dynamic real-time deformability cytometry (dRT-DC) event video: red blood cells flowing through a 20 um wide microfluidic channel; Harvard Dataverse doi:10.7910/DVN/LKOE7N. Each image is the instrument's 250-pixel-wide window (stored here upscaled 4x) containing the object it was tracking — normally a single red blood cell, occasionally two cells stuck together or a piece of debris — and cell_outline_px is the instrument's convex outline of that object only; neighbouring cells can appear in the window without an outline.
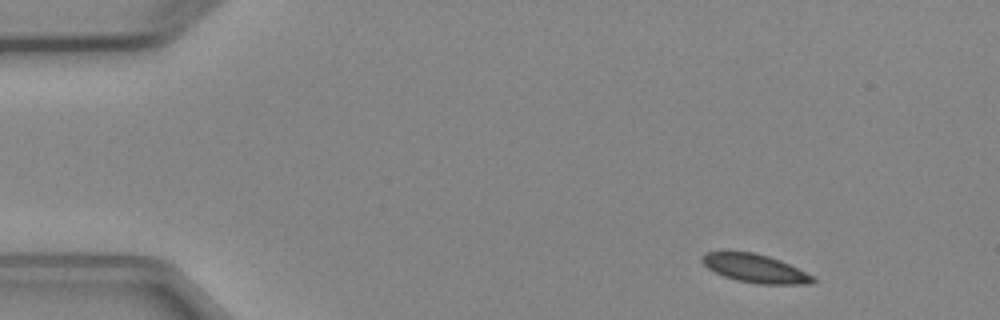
{"species": "Egyptian fruit bat (a non-hibernating species)", "species_latin": "Rousettus aegyptiacus", "temperature_condition": "cold", "stored_images_in_passage": 6, "camera_frame_rate_fps": 3000, "um_per_image_px": 0.085, "animal": {"sex": "female"}, "frame": {"image": 1, "passage_image": 1, "time_ms": 0.0, "image_size_px": [1000, 320], "cell_outline_px": [[816, 280], [812, 284], [756, 284], [736, 280], [724, 276], [708, 268], [700, 260], [700, 256], [704, 252], [752, 252], [768, 256], [780, 260], [812, 276]], "centroid_in_image_um": [64.15, 22.82], "position_along_channel_um": 20.9, "area_um2": 18.15}}
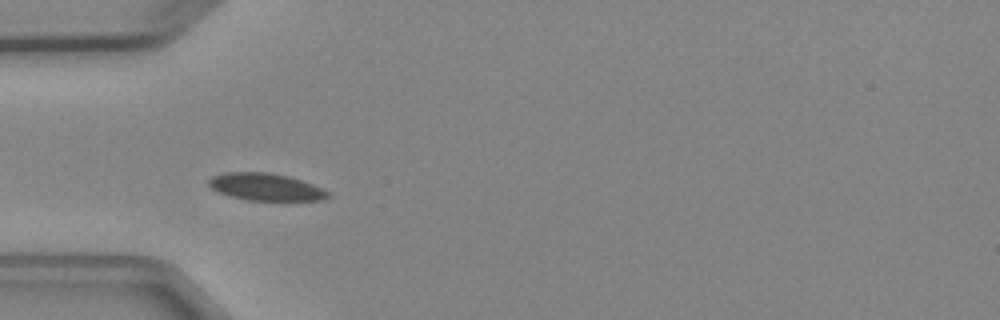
{"frame": {"image": 2, "passage_image": 4, "time_ms": 3.333, "image_size_px": [1000, 320], "cell_outline_px": [[332, 196], [324, 200], [248, 200], [216, 192], [208, 184], [208, 180], [212, 176], [224, 172], [268, 172], [288, 176], [312, 184], [328, 192]], "centroid_in_image_um": [22.56, 15.88], "position_along_channel_um": 62.4, "area_um2": 18.84}}